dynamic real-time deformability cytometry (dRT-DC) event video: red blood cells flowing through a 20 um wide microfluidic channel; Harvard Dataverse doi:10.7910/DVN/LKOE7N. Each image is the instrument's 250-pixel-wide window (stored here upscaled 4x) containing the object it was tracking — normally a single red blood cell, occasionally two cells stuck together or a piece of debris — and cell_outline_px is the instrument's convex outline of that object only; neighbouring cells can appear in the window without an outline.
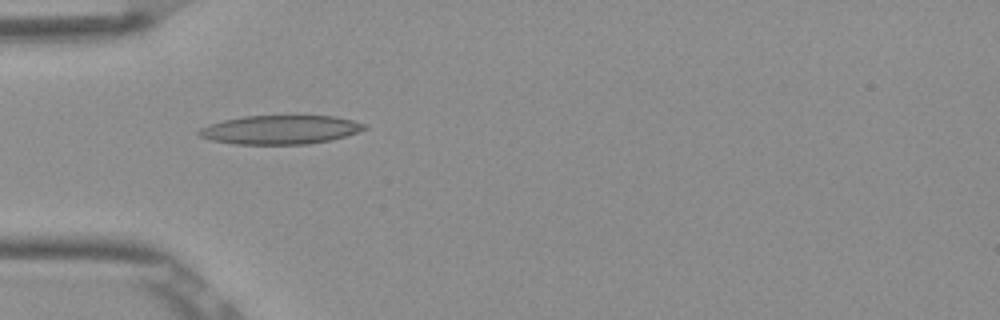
{"species": "Egyptian fruit bat (a non-hibernating species)", "species_latin": "Rousettus aegyptiacus", "temperature_condition": "room temperature", "stored_images_in_passage": 6, "camera_frame_rate_fps": 3000, "um_per_image_px": 0.085, "frame": {"image": 1, "passage_image": 4, "time_ms": 1.0, "image_size_px": [1000, 320], "cell_outline_px": [[368, 128], [332, 140], [308, 144], [236, 144], [212, 140], [200, 136], [196, 132], [200, 128], [208, 124], [224, 120], [244, 116], [336, 116], [368, 124]], "centroid_in_image_um": [23.83, 11.02], "position_along_channel_um": 61.2, "area_um2": 27.8}}
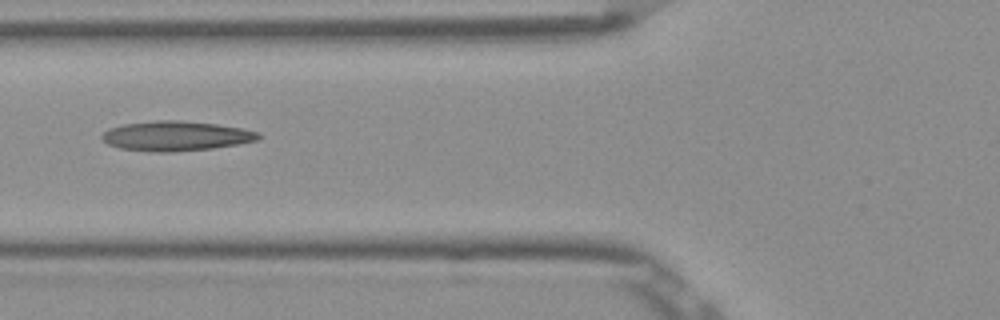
{"frame": {"image": 2, "passage_image": 5, "time_ms": 1.333, "image_size_px": [1000, 320], "cell_outline_px": [[260, 136], [256, 140], [236, 144], [212, 148], [172, 152], [152, 152], [120, 148], [108, 144], [100, 136], [108, 128], [124, 124], [156, 120], [180, 120], [216, 124], [240, 128], [260, 132]], "centroid_in_image_um": [14.91, 11.55], "position_along_channel_um": 110.9, "area_um2": 26.99}}
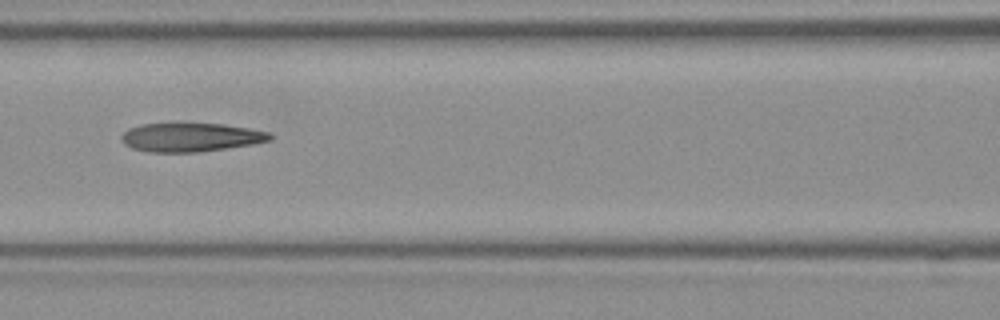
{"frame": {"image": 3, "passage_image": 6, "time_ms": 1.667, "image_size_px": [1000, 320], "cell_outline_px": [[272, 140], [224, 148], [196, 152], [148, 152], [132, 148], [124, 144], [120, 140], [120, 136], [128, 128], [140, 124], [224, 124], [248, 128], [268, 132], [272, 136]], "centroid_in_image_um": [16.14, 11.67], "position_along_channel_um": 150.5, "area_um2": 24.57}}